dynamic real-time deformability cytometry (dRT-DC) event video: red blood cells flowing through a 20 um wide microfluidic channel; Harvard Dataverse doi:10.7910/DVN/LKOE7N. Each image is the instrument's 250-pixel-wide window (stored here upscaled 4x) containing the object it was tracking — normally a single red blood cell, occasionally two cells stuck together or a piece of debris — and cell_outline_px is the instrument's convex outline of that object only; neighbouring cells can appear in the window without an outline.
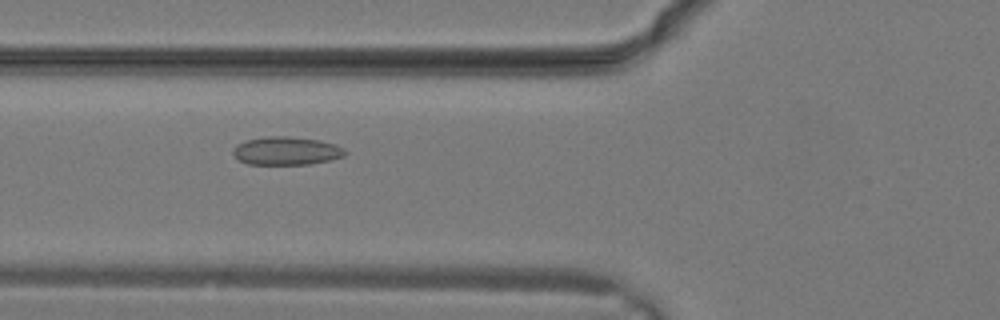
{"species": "common noctule bat (a hibernating species)", "species_latin": "Nyctalus noctula", "temperature_condition": "warm", "stored_images_in_passage": 18, "camera_frame_rate_fps": 3000, "um_per_image_px": 0.085, "animal": {"sex": "male", "body_mass_g": 19.2, "forearm_length_mm": 51.8}, "frame": {"image": 1, "passage_image": 9, "time_ms": 2.667, "image_size_px": [1000, 320], "cell_outline_px": [[348, 152], [344, 156], [332, 160], [308, 164], [248, 164], [240, 160], [232, 152], [232, 148], [236, 144], [248, 140], [268, 136], [288, 136], [320, 140], [336, 144], [344, 148]], "centroid_in_image_um": [24.38, 12.82], "position_along_channel_um": 101.4, "area_um2": 18.5}}
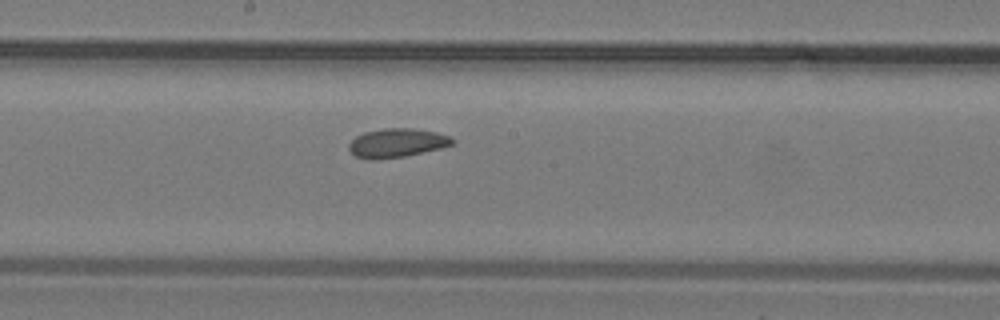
{"frame": {"image": 2, "passage_image": 14, "time_ms": 4.333, "image_size_px": [1000, 320], "cell_outline_px": [[456, 144], [440, 148], [404, 156], [372, 160], [368, 160], [356, 156], [348, 148], [348, 144], [356, 136], [364, 132], [384, 128], [412, 128], [436, 132], [452, 136], [456, 140]], "centroid_in_image_um": [33.77, 12.14], "position_along_channel_um": 214.4, "area_um2": 17.51}}
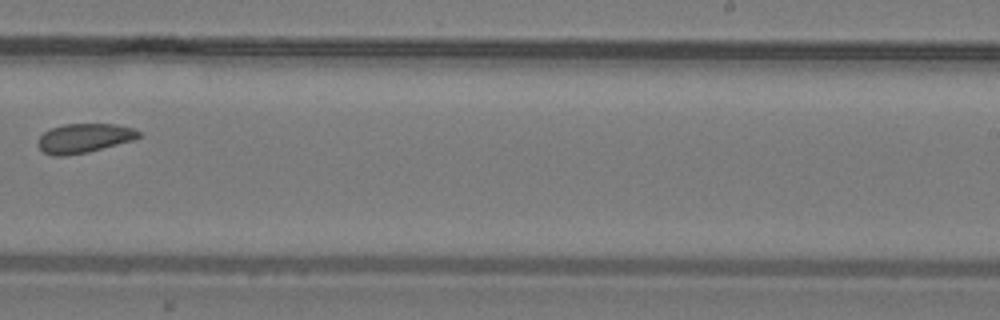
{"frame": {"image": 3, "passage_image": 17, "time_ms": 5.333, "image_size_px": [1000, 320], "cell_outline_px": [[140, 136], [136, 140], [88, 152], [64, 156], [52, 156], [44, 152], [36, 144], [36, 140], [44, 132], [52, 128], [64, 124], [116, 124], [132, 128], [140, 132]], "centroid_in_image_um": [7.14, 11.75], "position_along_channel_um": 281.9, "area_um2": 17.34}}